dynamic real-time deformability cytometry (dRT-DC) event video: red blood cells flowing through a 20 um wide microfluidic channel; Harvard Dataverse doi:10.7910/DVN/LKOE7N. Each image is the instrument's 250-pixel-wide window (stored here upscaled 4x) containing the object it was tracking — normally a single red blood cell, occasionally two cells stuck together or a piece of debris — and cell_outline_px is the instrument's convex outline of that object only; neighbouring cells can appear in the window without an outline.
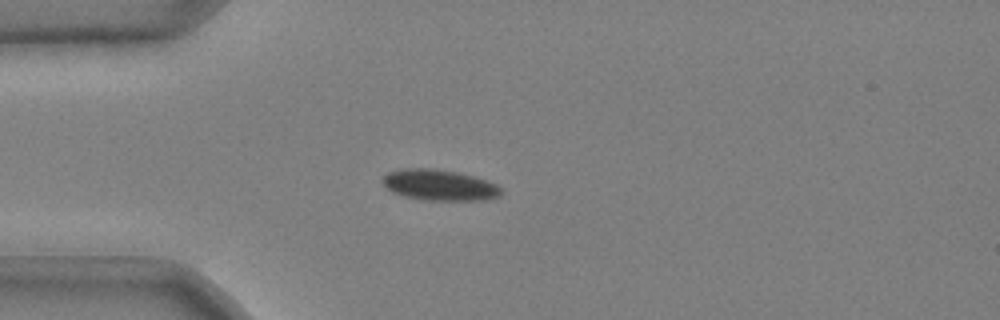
{"species": "common noctule bat (a hibernating species)", "species_latin": "Nyctalus noctula", "temperature_condition": "cold", "stored_images_in_passage": 44, "camera_frame_rate_fps": 3000, "um_per_image_px": 0.085, "animal": {"sex": "male", "body_mass_g": 20.4}, "frame": {"image": 1, "passage_image": 6, "time_ms": 1.667, "image_size_px": [1000, 320], "cell_outline_px": [[504, 192], [500, 196], [488, 200], [420, 200], [404, 196], [392, 192], [384, 184], [384, 176], [388, 172], [404, 168], [432, 168], [456, 172], [472, 176], [496, 184], [504, 188]], "centroid_in_image_um": [37.4, 15.74], "position_along_channel_um": 47.6, "area_um2": 21.39}}
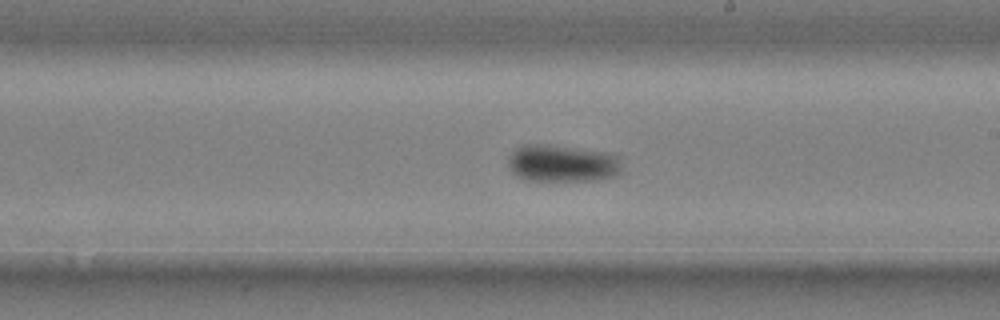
{"frame": {"image": 2, "passage_image": 23, "time_ms": 7.333, "image_size_px": [1000, 320], "cell_outline_px": [[620, 172], [616, 176], [596, 180], [528, 180], [516, 176], [508, 168], [508, 156], [520, 144], [552, 144], [608, 152], [620, 156]], "centroid_in_image_um": [47.78, 13.86], "position_along_channel_um": 241.2, "area_um2": 25.03}}
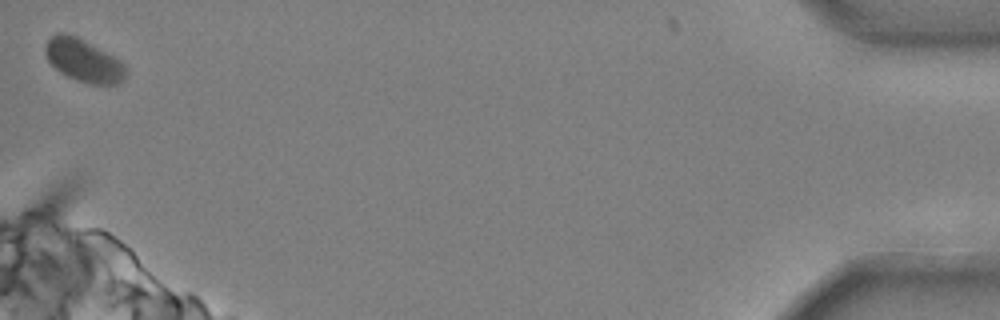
{"frame": {"image": 3, "passage_image": 44, "time_ms": 14.333, "image_size_px": [1000, 320], "cell_outline_px": [[128, 72], [124, 80], [120, 84], [88, 84], [76, 80], [60, 72], [48, 60], [44, 52], [44, 44], [56, 32], [64, 32], [76, 36], [116, 56], [128, 68]], "centroid_in_image_um": [7.14, 5.14], "position_along_channel_um": 428.1, "area_um2": 20.46}, "authors_computed_cell_mechanics": {"area_um2": 22.3686, "velocity_mm_per_s": 3.6553, "shape_relaxation_time_tau1_ms": 2.3387, "shape_relaxation_time_tau2_ms": null, "deformation_change_tau1": 0.0734, "deformation_change_tau2": null}}